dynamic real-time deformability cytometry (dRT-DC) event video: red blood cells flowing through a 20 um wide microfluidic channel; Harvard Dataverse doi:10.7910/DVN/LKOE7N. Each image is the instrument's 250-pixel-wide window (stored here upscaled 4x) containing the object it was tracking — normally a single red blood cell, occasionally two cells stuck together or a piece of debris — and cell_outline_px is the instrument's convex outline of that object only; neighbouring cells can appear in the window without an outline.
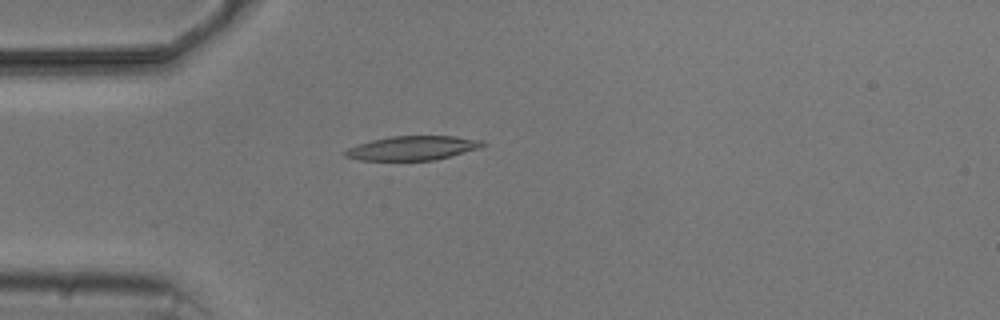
{"species": "common noctule bat (a hibernating species)", "species_latin": "Nyctalus noctula", "temperature_condition": "cold", "stored_images_in_passage": 6, "camera_frame_rate_fps": 3000, "um_per_image_px": 0.085, "animal": {"sex": "male", "body_mass_g": 20.5, "forearm_length_mm": 52.5}, "frame": {"image": 1, "passage_image": 5, "time_ms": 4.667, "image_size_px": [1000, 320], "cell_outline_px": [[488, 144], [480, 148], [436, 160], [360, 160], [344, 156], [344, 152], [348, 148], [356, 144], [372, 140], [392, 136], [452, 136], [484, 140]], "centroid_in_image_um": [35.1, 12.58], "position_along_channel_um": 49.9, "area_um2": 19.42}}